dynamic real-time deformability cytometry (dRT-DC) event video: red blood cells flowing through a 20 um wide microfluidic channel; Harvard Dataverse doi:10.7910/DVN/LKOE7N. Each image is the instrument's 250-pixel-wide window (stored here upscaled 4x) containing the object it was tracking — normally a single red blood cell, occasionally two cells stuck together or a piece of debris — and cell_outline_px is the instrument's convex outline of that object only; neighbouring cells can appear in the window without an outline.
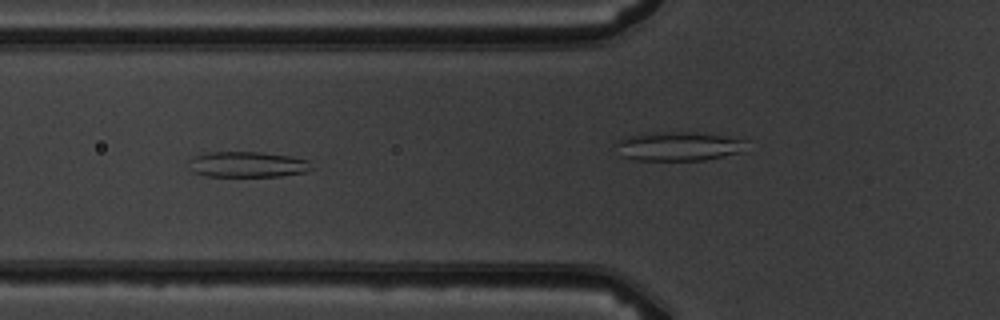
{"species": "common noctule bat (a hibernating species)", "species_latin": "Nyctalus noctula", "temperature_condition": "warm", "stored_images_in_passage": 4, "camera_frame_rate_fps": 3000, "um_per_image_px": 0.085, "animal": {"sex": "male", "body_mass_g": 19.5, "forearm_length_mm": 54.6}, "frame": {"image": 1, "passage_image": 2, "time_ms": 1.0, "image_size_px": [1000, 320], "cell_outline_px": [[316, 168], [308, 172], [280, 176], [204, 176], [192, 172], [188, 160], [192, 156], [208, 152], [260, 152], [292, 156], [308, 160]], "centroid_in_image_um": [21.07, 13.98], "position_along_channel_um": 104.7, "area_um2": 18.73}}
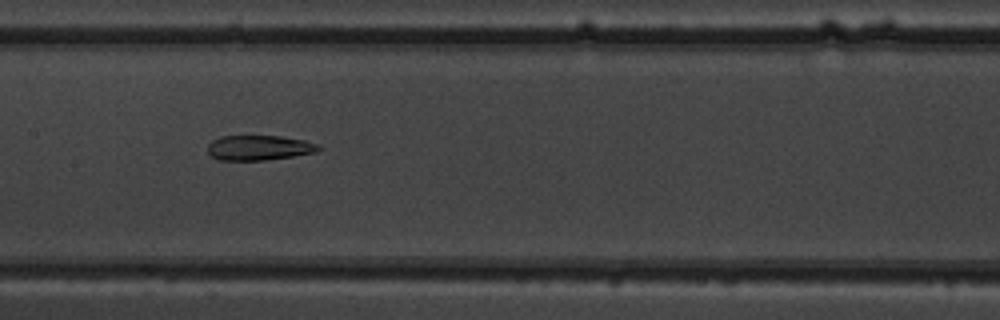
{"frame": {"image": 2, "passage_image": 4, "time_ms": 4.0, "image_size_px": [1000, 320], "cell_outline_px": [[324, 148], [316, 152], [292, 156], [264, 160], [220, 160], [212, 156], [208, 152], [208, 144], [212, 140], [220, 136], [280, 136], [304, 140], [320, 144]], "centroid_in_image_um": [22.05, 12.55], "position_along_channel_um": 185.4, "area_um2": 16.18}}